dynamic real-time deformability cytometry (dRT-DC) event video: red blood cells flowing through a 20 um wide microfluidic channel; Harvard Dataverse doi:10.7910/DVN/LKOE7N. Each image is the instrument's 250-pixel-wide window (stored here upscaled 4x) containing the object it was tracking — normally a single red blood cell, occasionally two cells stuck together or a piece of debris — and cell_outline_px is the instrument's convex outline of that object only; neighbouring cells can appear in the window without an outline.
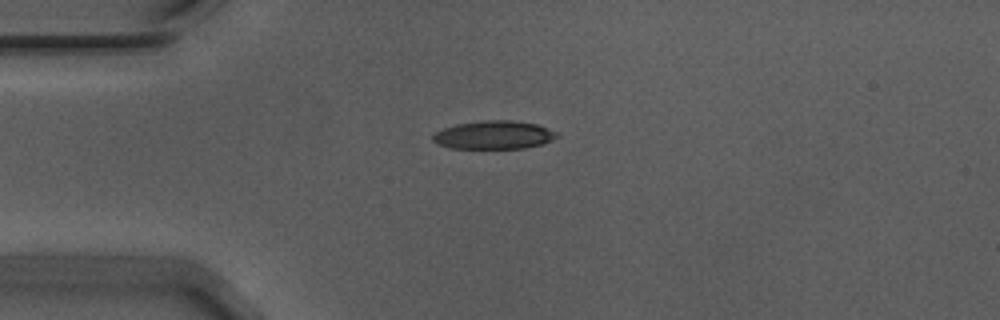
{"species": "Egyptian fruit bat (a non-hibernating species)", "species_latin": "Rousettus aegyptiacus", "temperature_condition": "warm", "stored_images_in_passage": 42, "camera_frame_rate_fps": 3000, "um_per_image_px": 0.085, "animal": {"sex": "male"}, "frame": {"image": 1, "passage_image": 1, "time_ms": 0.0, "image_size_px": [1000, 320], "cell_outline_px": [[560, 136], [544, 144], [524, 148], [452, 148], [436, 144], [432, 140], [432, 136], [436, 132], [444, 128], [456, 124], [480, 120], [512, 120], [536, 124], [560, 132]], "centroid_in_image_um": [42.02, 11.47], "position_along_channel_um": 43.0, "area_um2": 20.69}}
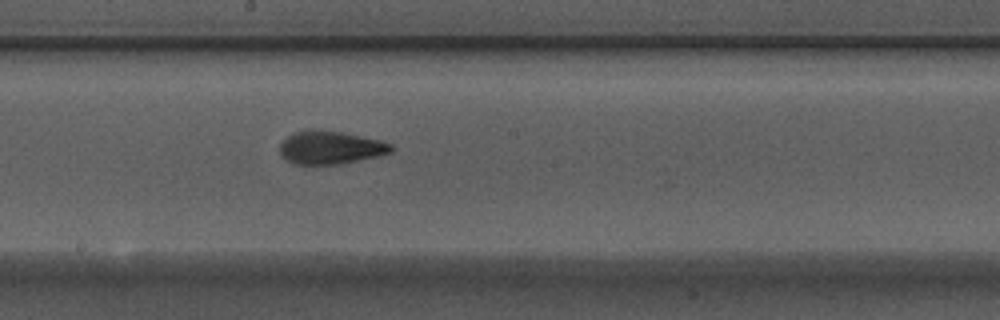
{"frame": {"image": 2, "passage_image": 17, "time_ms": 5.333, "image_size_px": [1000, 320], "cell_outline_px": [[396, 148], [392, 152], [344, 164], [296, 164], [288, 160], [280, 152], [280, 144], [288, 136], [296, 132], [312, 128], [340, 132], [380, 140], [392, 144]], "centroid_in_image_um": [28.13, 12.54], "position_along_channel_um": 220.1, "area_um2": 21.39}}
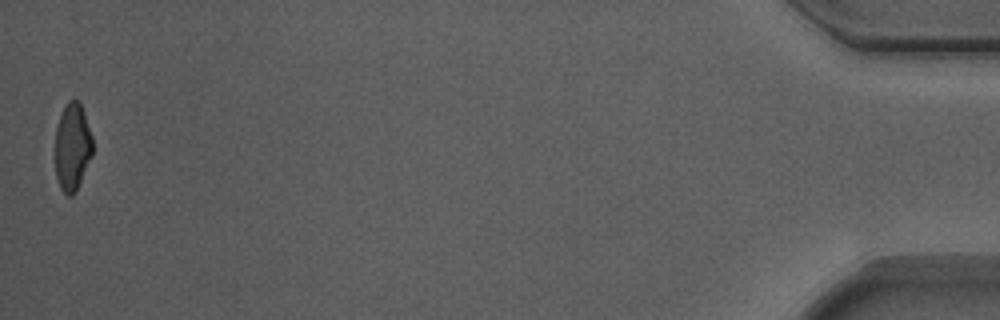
{"frame": {"image": 3, "passage_image": 42, "time_ms": 13.667, "image_size_px": [1000, 320], "cell_outline_px": [[92, 156], [72, 196], [68, 196], [60, 188], [56, 176], [56, 128], [60, 112], [68, 100], [76, 100], [80, 104], [84, 112], [92, 136]], "centroid_in_image_um": [6.14, 12.45], "position_along_channel_um": 429.1, "area_um2": 18.84}, "authors_computed_cell_mechanics": {"area_um2": 21.0681, "velocity_mm_per_s": 3.7143, "shape_relaxation_time_tau1_ms": 5.7741, "shape_relaxation_time_tau2_ms": 1.5074, "deformation_change_tau1": 0.1802, "deformation_change_tau2": 0.0803}}